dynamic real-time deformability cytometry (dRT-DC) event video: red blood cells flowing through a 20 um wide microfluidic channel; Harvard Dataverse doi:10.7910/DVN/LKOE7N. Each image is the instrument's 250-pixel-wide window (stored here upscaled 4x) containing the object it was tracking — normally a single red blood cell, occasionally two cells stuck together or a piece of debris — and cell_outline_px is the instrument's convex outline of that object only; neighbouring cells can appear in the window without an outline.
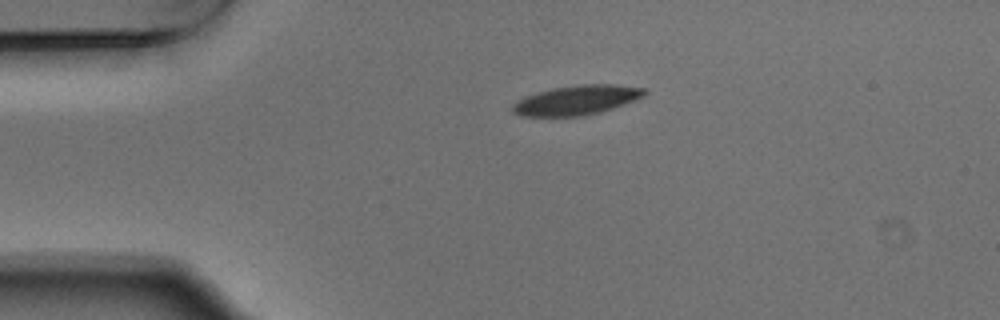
{"species": "Egyptian fruit bat (a non-hibernating species)", "species_latin": "Rousettus aegyptiacus", "temperature_condition": "warm", "stored_images_in_passage": 2, "camera_frame_rate_fps": 3000, "um_per_image_px": 0.085, "animal": {"sex": "male"}, "frame": {"image": 1, "passage_image": 1, "time_ms": 0.0, "image_size_px": [1000, 320], "cell_outline_px": [[648, 92], [644, 96], [624, 104], [600, 112], [580, 116], [520, 116], [512, 112], [512, 104], [516, 100], [524, 96], [552, 88], [580, 84], [616, 84], [644, 88]], "centroid_in_image_um": [48.99, 8.5], "position_along_channel_um": 36.0, "area_um2": 22.77}}